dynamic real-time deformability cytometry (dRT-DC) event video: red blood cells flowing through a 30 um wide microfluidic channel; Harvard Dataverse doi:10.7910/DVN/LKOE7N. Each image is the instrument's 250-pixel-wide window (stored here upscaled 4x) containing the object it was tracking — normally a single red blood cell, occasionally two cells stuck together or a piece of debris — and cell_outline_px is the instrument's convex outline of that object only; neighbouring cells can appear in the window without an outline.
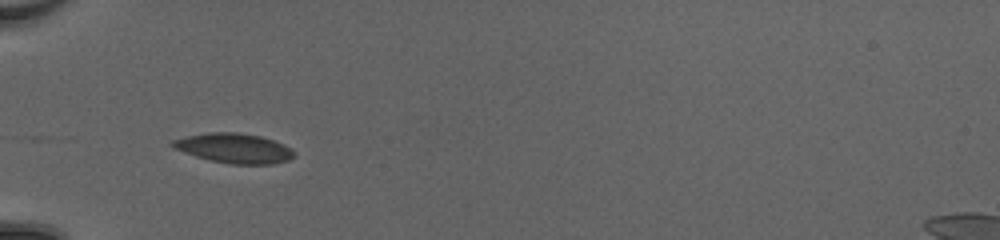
{"species": "common noctule bat (a hibernating species)", "species_latin": "Nyctalus noctula", "temperature_condition": "cold", "stored_images_in_passage": 36, "camera_frame_rate_fps": 3000, "um_per_image_px": 0.085, "animal": {"sex": "female", "body_mass_g": 20.0, "forearm_length_mm": 54.0}, "frame": {"image": 1, "passage_image": 3, "time_ms": 0.667, "image_size_px": [1000, 240], "cell_outline_px": [[292, 156], [288, 160], [272, 164], [228, 164], [196, 156], [172, 148], [168, 144], [172, 140], [188, 136], [208, 132], [236, 132], [260, 136], [272, 140], [292, 148]], "centroid_in_image_um": [19.85, 12.59], "position_along_channel_um": 65.2, "area_um2": 20.87}}
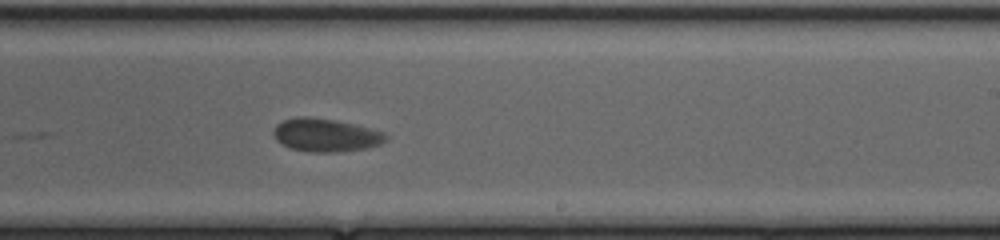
{"frame": {"image": 2, "passage_image": 18, "time_ms": 5.667, "image_size_px": [1000, 240], "cell_outline_px": [[388, 140], [380, 144], [364, 148], [336, 152], [308, 152], [292, 148], [276, 140], [272, 132], [276, 124], [284, 120], [296, 116], [308, 116], [336, 120], [384, 132], [388, 136]], "centroid_in_image_um": [27.66, 11.47], "position_along_channel_um": 261.3, "area_um2": 21.62}}
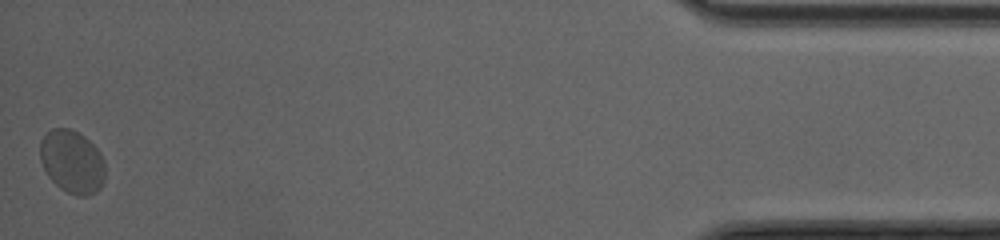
{"frame": {"image": 3, "passage_image": 36, "time_ms": 11.667, "image_size_px": [1000, 240], "cell_outline_px": [[104, 184], [96, 192], [88, 196], [80, 196], [68, 192], [60, 188], [48, 176], [40, 160], [40, 140], [52, 128], [68, 128], [84, 136], [100, 152], [104, 160]], "centroid_in_image_um": [6.13, 13.75], "position_along_channel_um": 429.1, "area_um2": 23.87}, "authors_computed_cell_mechanics": {"area_um2": 21.9062, "velocity_mm_per_s": 4.0739, "shape_relaxation_time_tau1_ms": 3.5193, "shape_relaxation_time_tau2_ms": 0.6525, "deformation_change_tau1": 0.0913, "deformation_change_tau2": 0.0398}}